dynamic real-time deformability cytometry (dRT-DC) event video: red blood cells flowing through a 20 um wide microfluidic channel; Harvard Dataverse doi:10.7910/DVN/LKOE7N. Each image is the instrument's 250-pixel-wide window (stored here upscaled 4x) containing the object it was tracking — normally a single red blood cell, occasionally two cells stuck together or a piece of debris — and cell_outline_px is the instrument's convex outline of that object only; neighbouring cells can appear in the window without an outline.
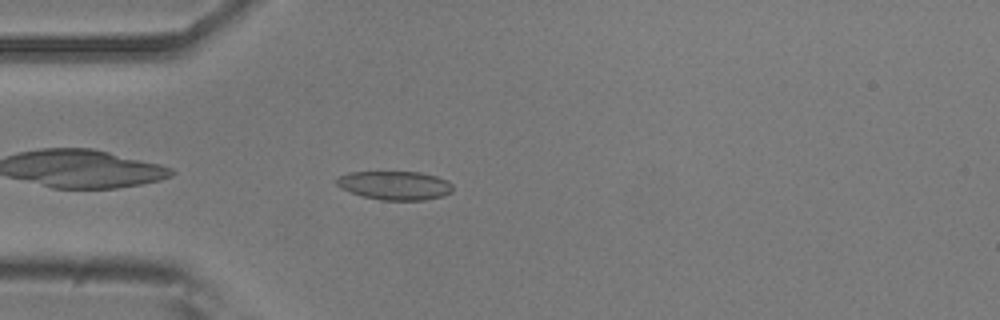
{"species": "common noctule bat (a hibernating species)", "species_latin": "Nyctalus noctula", "temperature_condition": "room temperature", "stored_images_in_passage": 41, "camera_frame_rate_fps": 3000, "um_per_image_px": 0.085, "animal": {"sex": "male", "body_mass_g": 20.5, "forearm_length_mm": 52.5}, "frame": {"image": 1, "passage_image": 3, "time_ms": 0.667, "image_size_px": [1000, 320], "cell_outline_px": [[452, 192], [444, 196], [424, 200], [380, 200], [364, 196], [340, 188], [336, 184], [336, 180], [340, 176], [348, 172], [420, 172], [436, 176], [448, 180], [452, 184]], "centroid_in_image_um": [33.59, 15.76], "position_along_channel_um": 51.4, "area_um2": 19.48}}
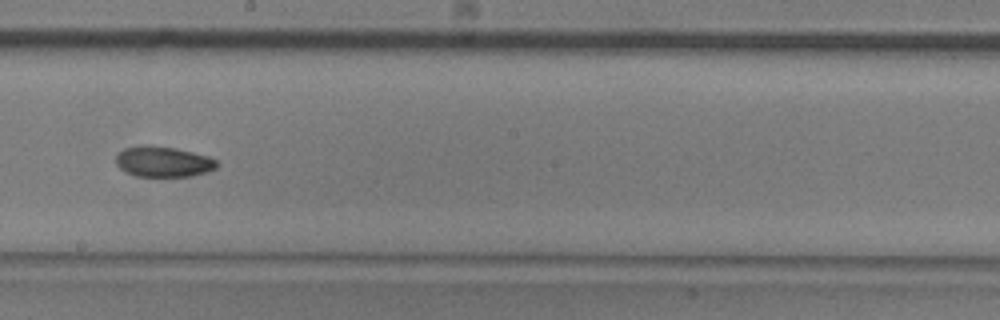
{"frame": {"image": 2, "passage_image": 18, "time_ms": 5.667, "image_size_px": [1000, 320], "cell_outline_px": [[220, 164], [216, 168], [208, 172], [192, 176], [136, 176], [124, 172], [116, 164], [116, 156], [124, 148], [144, 144], [176, 148], [208, 156], [216, 160]], "centroid_in_image_um": [13.88, 13.74], "position_along_channel_um": 234.3, "area_um2": 18.15}}
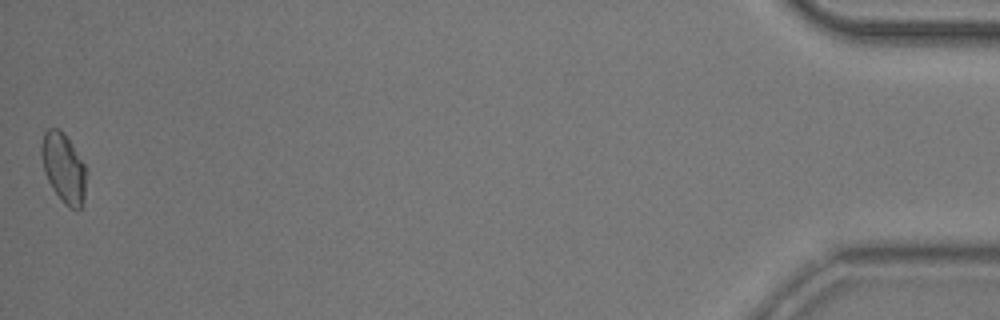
{"frame": {"image": 3, "passage_image": 41, "time_ms": 13.333, "image_size_px": [1000, 320], "cell_outline_px": [[84, 200], [80, 208], [76, 212], [68, 208], [64, 204], [52, 188], [44, 172], [40, 156], [40, 148], [44, 132], [48, 128], [56, 128], [72, 144], [84, 164]], "centroid_in_image_um": [5.36, 14.31], "position_along_channel_um": 429.8, "area_um2": 17.92}, "authors_computed_cell_mechanics": {"area_um2": 18.207, "velocity_mm_per_s": 3.8093, "shape_relaxation_time_tau1_ms": null, "shape_relaxation_time_tau2_ms": 4.0024, "deformation_change_tau1": null, "deformation_change_tau2": 0.075}}